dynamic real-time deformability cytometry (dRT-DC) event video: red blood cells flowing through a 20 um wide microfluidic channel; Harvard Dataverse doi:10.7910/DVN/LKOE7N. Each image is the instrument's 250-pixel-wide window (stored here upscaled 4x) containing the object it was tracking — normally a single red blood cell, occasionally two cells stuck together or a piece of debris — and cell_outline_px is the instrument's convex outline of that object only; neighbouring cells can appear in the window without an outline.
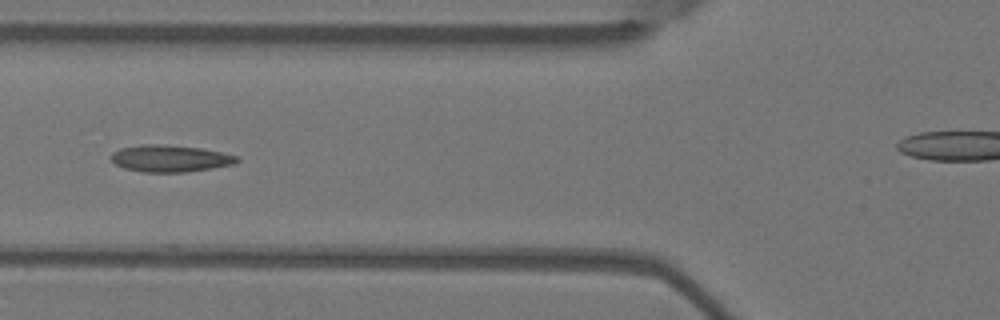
{"species": "Egyptian fruit bat (a non-hibernating species)", "species_latin": "Rousettus aegyptiacus", "temperature_condition": "warm", "stored_images_in_passage": 9, "segment_of_instrument_passage": [1, 2], "camera_frame_rate_fps": 3000, "um_per_image_px": 0.085, "animal": {"sex": "female"}, "frame": {"image": 1, "passage_image": 6, "time_ms": 1.667, "image_size_px": [1000, 320], "cell_outline_px": [[240, 160], [236, 164], [188, 172], [144, 172], [124, 168], [116, 164], [112, 160], [112, 152], [120, 148], [140, 144], [164, 144], [200, 148], [240, 156]], "centroid_in_image_um": [14.49, 13.46], "position_along_channel_um": 111.3, "area_um2": 19.83}}
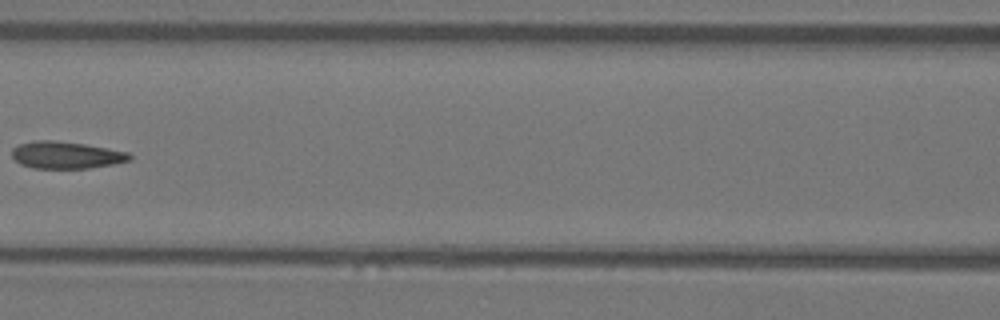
{"frame": {"image": 2, "passage_image": 7, "time_ms": 2.0, "image_size_px": [1000, 320], "cell_outline_px": [[132, 160], [112, 164], [88, 168], [32, 168], [20, 164], [12, 156], [12, 148], [20, 144], [32, 140], [52, 140], [84, 144], [108, 148], [128, 152], [132, 156]], "centroid_in_image_um": [5.61, 13.17], "position_along_channel_um": 161.0, "area_um2": 18.55}}
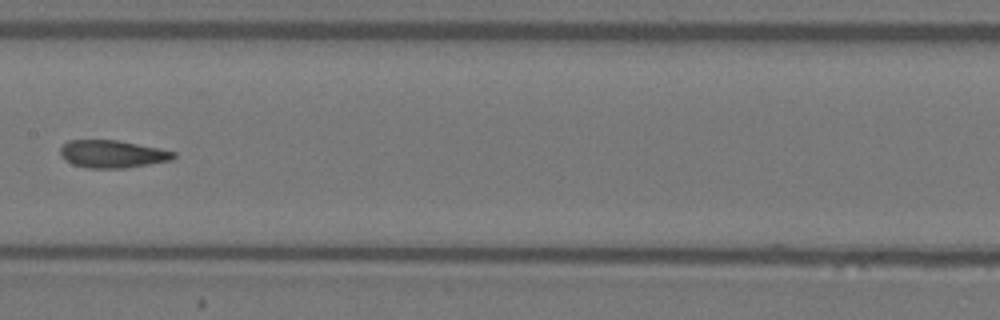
{"frame": {"image": 3, "passage_image": 8, "time_ms": 2.333, "image_size_px": [1000, 320], "cell_outline_px": [[176, 156], [172, 160], [124, 168], [88, 168], [72, 164], [64, 160], [60, 156], [60, 148], [68, 140], [116, 140], [160, 148], [176, 152]], "centroid_in_image_um": [9.54, 13.09], "position_along_channel_um": 197.9, "area_um2": 18.26}}